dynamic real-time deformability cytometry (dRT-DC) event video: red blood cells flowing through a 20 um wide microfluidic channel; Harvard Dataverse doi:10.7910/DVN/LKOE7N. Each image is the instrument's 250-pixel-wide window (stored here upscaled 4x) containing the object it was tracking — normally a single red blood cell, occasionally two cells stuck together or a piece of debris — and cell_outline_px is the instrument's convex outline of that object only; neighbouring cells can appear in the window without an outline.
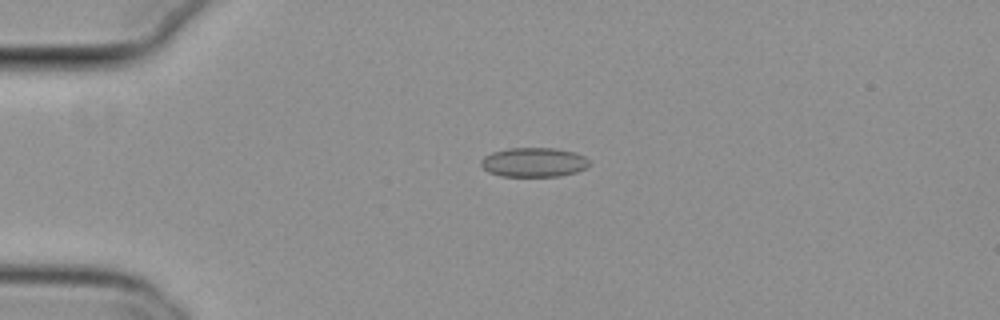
{"species": "common noctule bat (a hibernating species)", "species_latin": "Nyctalus noctula", "temperature_condition": "cold", "stored_images_in_passage": 42, "camera_frame_rate_fps": 3000, "um_per_image_px": 0.085, "animal": {"sex": "female", "body_mass_g": 29.2, "forearm_length_mm": 56.3}, "frame": {"image": 1, "passage_image": 1, "time_ms": 0.0, "image_size_px": [1000, 320], "cell_outline_px": [[588, 168], [576, 172], [560, 176], [500, 176], [488, 172], [480, 164], [480, 160], [484, 156], [492, 152], [508, 148], [552, 148], [576, 152], [584, 156], [588, 160]], "centroid_in_image_um": [45.36, 13.79], "position_along_channel_um": 39.6, "area_um2": 18.61}}
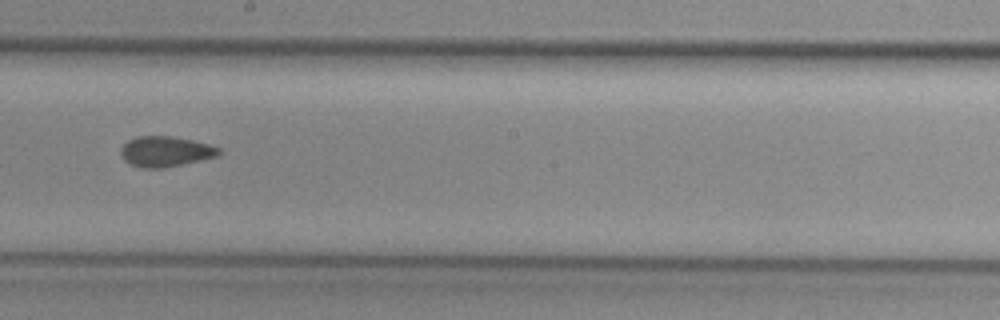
{"frame": {"image": 2, "passage_image": 19, "time_ms": 6.0, "image_size_px": [1000, 320], "cell_outline_px": [[224, 152], [220, 156], [164, 168], [140, 168], [124, 160], [120, 152], [120, 148], [128, 140], [136, 136], [172, 136], [192, 140], [208, 144], [220, 148]], "centroid_in_image_um": [14.1, 12.88], "position_along_channel_um": 234.1, "area_um2": 17.57}}
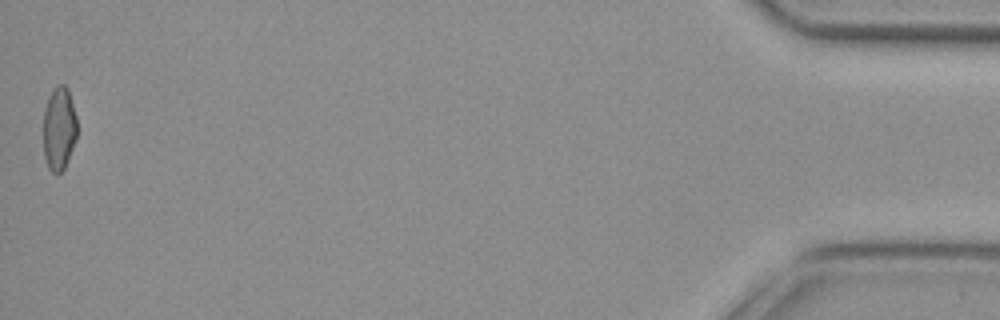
{"frame": {"image": 3, "passage_image": 42, "time_ms": 13.667, "image_size_px": [1000, 320], "cell_outline_px": [[76, 136], [72, 148], [64, 168], [56, 176], [48, 168], [44, 156], [44, 108], [52, 88], [56, 84], [64, 84], [68, 88], [76, 116]], "centroid_in_image_um": [5.0, 10.9], "position_along_channel_um": 430.2, "area_um2": 16.42}, "authors_computed_cell_mechanics": {"area_um2": 17.34, "velocity_mm_per_s": 3.8142, "shape_relaxation_time_tau1_ms": null, "shape_relaxation_time_tau2_ms": 3.7732, "deformation_change_tau1": null, "deformation_change_tau2": 0.0725}}